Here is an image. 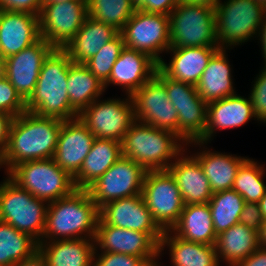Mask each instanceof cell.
I'll list each match as a JSON object with an SVG mask.
<instances>
[{
    "label": "cell",
    "instance_id": "cell-1",
    "mask_svg": "<svg viewBox=\"0 0 266 266\" xmlns=\"http://www.w3.org/2000/svg\"><path fill=\"white\" fill-rule=\"evenodd\" d=\"M62 121L29 111L14 117L5 151L7 175L19 163L53 158Z\"/></svg>",
    "mask_w": 266,
    "mask_h": 266
},
{
    "label": "cell",
    "instance_id": "cell-2",
    "mask_svg": "<svg viewBox=\"0 0 266 266\" xmlns=\"http://www.w3.org/2000/svg\"><path fill=\"white\" fill-rule=\"evenodd\" d=\"M98 219L99 208L88 190L75 189L70 195L48 203L40 242L78 238L94 240Z\"/></svg>",
    "mask_w": 266,
    "mask_h": 266
},
{
    "label": "cell",
    "instance_id": "cell-3",
    "mask_svg": "<svg viewBox=\"0 0 266 266\" xmlns=\"http://www.w3.org/2000/svg\"><path fill=\"white\" fill-rule=\"evenodd\" d=\"M71 63L72 60L63 49L55 48L47 56L35 90L26 101V111L63 121L78 118L67 94V77Z\"/></svg>",
    "mask_w": 266,
    "mask_h": 266
},
{
    "label": "cell",
    "instance_id": "cell-4",
    "mask_svg": "<svg viewBox=\"0 0 266 266\" xmlns=\"http://www.w3.org/2000/svg\"><path fill=\"white\" fill-rule=\"evenodd\" d=\"M121 144L123 156L134 160L147 171H157L167 170L175 161L171 159H176L186 143L172 131L135 120Z\"/></svg>",
    "mask_w": 266,
    "mask_h": 266
},
{
    "label": "cell",
    "instance_id": "cell-5",
    "mask_svg": "<svg viewBox=\"0 0 266 266\" xmlns=\"http://www.w3.org/2000/svg\"><path fill=\"white\" fill-rule=\"evenodd\" d=\"M47 207V202L20 188L9 175L1 182L0 220L31 236L38 243L45 230Z\"/></svg>",
    "mask_w": 266,
    "mask_h": 266
},
{
    "label": "cell",
    "instance_id": "cell-6",
    "mask_svg": "<svg viewBox=\"0 0 266 266\" xmlns=\"http://www.w3.org/2000/svg\"><path fill=\"white\" fill-rule=\"evenodd\" d=\"M9 178L47 203L68 196L76 189L73 178L53 158L19 163L9 171Z\"/></svg>",
    "mask_w": 266,
    "mask_h": 266
},
{
    "label": "cell",
    "instance_id": "cell-7",
    "mask_svg": "<svg viewBox=\"0 0 266 266\" xmlns=\"http://www.w3.org/2000/svg\"><path fill=\"white\" fill-rule=\"evenodd\" d=\"M266 9L253 0H221L215 7L219 49L240 45L257 36Z\"/></svg>",
    "mask_w": 266,
    "mask_h": 266
},
{
    "label": "cell",
    "instance_id": "cell-8",
    "mask_svg": "<svg viewBox=\"0 0 266 266\" xmlns=\"http://www.w3.org/2000/svg\"><path fill=\"white\" fill-rule=\"evenodd\" d=\"M169 19L170 48L218 47L214 7L180 2Z\"/></svg>",
    "mask_w": 266,
    "mask_h": 266
},
{
    "label": "cell",
    "instance_id": "cell-9",
    "mask_svg": "<svg viewBox=\"0 0 266 266\" xmlns=\"http://www.w3.org/2000/svg\"><path fill=\"white\" fill-rule=\"evenodd\" d=\"M155 76L164 84L168 98L178 112V136L186 144L199 141L206 129L208 103L203 101L195 86L173 80L159 68Z\"/></svg>",
    "mask_w": 266,
    "mask_h": 266
},
{
    "label": "cell",
    "instance_id": "cell-10",
    "mask_svg": "<svg viewBox=\"0 0 266 266\" xmlns=\"http://www.w3.org/2000/svg\"><path fill=\"white\" fill-rule=\"evenodd\" d=\"M120 33L125 47L147 54L157 64L170 48V19L165 14L136 9Z\"/></svg>",
    "mask_w": 266,
    "mask_h": 266
},
{
    "label": "cell",
    "instance_id": "cell-11",
    "mask_svg": "<svg viewBox=\"0 0 266 266\" xmlns=\"http://www.w3.org/2000/svg\"><path fill=\"white\" fill-rule=\"evenodd\" d=\"M78 118L96 138L122 142L135 121L134 104L130 95L125 100L96 99L78 114Z\"/></svg>",
    "mask_w": 266,
    "mask_h": 266
},
{
    "label": "cell",
    "instance_id": "cell-12",
    "mask_svg": "<svg viewBox=\"0 0 266 266\" xmlns=\"http://www.w3.org/2000/svg\"><path fill=\"white\" fill-rule=\"evenodd\" d=\"M142 196L163 231H169L177 224L185 204L168 170L147 171Z\"/></svg>",
    "mask_w": 266,
    "mask_h": 266
},
{
    "label": "cell",
    "instance_id": "cell-13",
    "mask_svg": "<svg viewBox=\"0 0 266 266\" xmlns=\"http://www.w3.org/2000/svg\"><path fill=\"white\" fill-rule=\"evenodd\" d=\"M146 172L142 165L122 155L87 190L100 208L110 201L142 194Z\"/></svg>",
    "mask_w": 266,
    "mask_h": 266
},
{
    "label": "cell",
    "instance_id": "cell-14",
    "mask_svg": "<svg viewBox=\"0 0 266 266\" xmlns=\"http://www.w3.org/2000/svg\"><path fill=\"white\" fill-rule=\"evenodd\" d=\"M87 16L86 0L42 4L40 36L54 48L63 49L75 37Z\"/></svg>",
    "mask_w": 266,
    "mask_h": 266
},
{
    "label": "cell",
    "instance_id": "cell-15",
    "mask_svg": "<svg viewBox=\"0 0 266 266\" xmlns=\"http://www.w3.org/2000/svg\"><path fill=\"white\" fill-rule=\"evenodd\" d=\"M131 99L135 120L178 135V112L171 104L164 84L155 75L135 91Z\"/></svg>",
    "mask_w": 266,
    "mask_h": 266
},
{
    "label": "cell",
    "instance_id": "cell-16",
    "mask_svg": "<svg viewBox=\"0 0 266 266\" xmlns=\"http://www.w3.org/2000/svg\"><path fill=\"white\" fill-rule=\"evenodd\" d=\"M95 250L123 253L141 257L149 266H160L158 261L159 244L143 232L128 230L105 224L98 219L94 238Z\"/></svg>",
    "mask_w": 266,
    "mask_h": 266
},
{
    "label": "cell",
    "instance_id": "cell-17",
    "mask_svg": "<svg viewBox=\"0 0 266 266\" xmlns=\"http://www.w3.org/2000/svg\"><path fill=\"white\" fill-rule=\"evenodd\" d=\"M99 218L114 227L149 234L158 244L164 234L147 208L142 194L106 203L99 208Z\"/></svg>",
    "mask_w": 266,
    "mask_h": 266
},
{
    "label": "cell",
    "instance_id": "cell-18",
    "mask_svg": "<svg viewBox=\"0 0 266 266\" xmlns=\"http://www.w3.org/2000/svg\"><path fill=\"white\" fill-rule=\"evenodd\" d=\"M55 48L43 38L6 58V78L26 102L35 90L44 60Z\"/></svg>",
    "mask_w": 266,
    "mask_h": 266
},
{
    "label": "cell",
    "instance_id": "cell-19",
    "mask_svg": "<svg viewBox=\"0 0 266 266\" xmlns=\"http://www.w3.org/2000/svg\"><path fill=\"white\" fill-rule=\"evenodd\" d=\"M95 138L79 118L62 121L54 161L74 178L79 173Z\"/></svg>",
    "mask_w": 266,
    "mask_h": 266
},
{
    "label": "cell",
    "instance_id": "cell-20",
    "mask_svg": "<svg viewBox=\"0 0 266 266\" xmlns=\"http://www.w3.org/2000/svg\"><path fill=\"white\" fill-rule=\"evenodd\" d=\"M256 116L251 105L250 98H244L238 94L208 103L207 123L204 136L199 141H193L186 145H205L211 140L215 130H224L243 126ZM215 131V132H214Z\"/></svg>",
    "mask_w": 266,
    "mask_h": 266
},
{
    "label": "cell",
    "instance_id": "cell-21",
    "mask_svg": "<svg viewBox=\"0 0 266 266\" xmlns=\"http://www.w3.org/2000/svg\"><path fill=\"white\" fill-rule=\"evenodd\" d=\"M157 68L158 64L147 54L124 47L112 67L104 89L109 84L118 85L131 96L155 75Z\"/></svg>",
    "mask_w": 266,
    "mask_h": 266
},
{
    "label": "cell",
    "instance_id": "cell-22",
    "mask_svg": "<svg viewBox=\"0 0 266 266\" xmlns=\"http://www.w3.org/2000/svg\"><path fill=\"white\" fill-rule=\"evenodd\" d=\"M185 150L187 149L176 157L167 170L174 177L185 205L208 203L213 194L208 178L193 155H184Z\"/></svg>",
    "mask_w": 266,
    "mask_h": 266
},
{
    "label": "cell",
    "instance_id": "cell-23",
    "mask_svg": "<svg viewBox=\"0 0 266 266\" xmlns=\"http://www.w3.org/2000/svg\"><path fill=\"white\" fill-rule=\"evenodd\" d=\"M218 47L169 48L172 58L167 64L162 60L158 68L169 78L195 86Z\"/></svg>",
    "mask_w": 266,
    "mask_h": 266
},
{
    "label": "cell",
    "instance_id": "cell-24",
    "mask_svg": "<svg viewBox=\"0 0 266 266\" xmlns=\"http://www.w3.org/2000/svg\"><path fill=\"white\" fill-rule=\"evenodd\" d=\"M40 38L39 16L0 10V41L5 58L24 50Z\"/></svg>",
    "mask_w": 266,
    "mask_h": 266
},
{
    "label": "cell",
    "instance_id": "cell-25",
    "mask_svg": "<svg viewBox=\"0 0 266 266\" xmlns=\"http://www.w3.org/2000/svg\"><path fill=\"white\" fill-rule=\"evenodd\" d=\"M120 32L89 15L75 37L63 48L72 62L85 63Z\"/></svg>",
    "mask_w": 266,
    "mask_h": 266
},
{
    "label": "cell",
    "instance_id": "cell-26",
    "mask_svg": "<svg viewBox=\"0 0 266 266\" xmlns=\"http://www.w3.org/2000/svg\"><path fill=\"white\" fill-rule=\"evenodd\" d=\"M122 155L121 142L95 138L79 173L73 178L76 189H87Z\"/></svg>",
    "mask_w": 266,
    "mask_h": 266
},
{
    "label": "cell",
    "instance_id": "cell-27",
    "mask_svg": "<svg viewBox=\"0 0 266 266\" xmlns=\"http://www.w3.org/2000/svg\"><path fill=\"white\" fill-rule=\"evenodd\" d=\"M226 49H219L209 60L196 89L206 103L235 95L231 65Z\"/></svg>",
    "mask_w": 266,
    "mask_h": 266
},
{
    "label": "cell",
    "instance_id": "cell-28",
    "mask_svg": "<svg viewBox=\"0 0 266 266\" xmlns=\"http://www.w3.org/2000/svg\"><path fill=\"white\" fill-rule=\"evenodd\" d=\"M165 246H168L170 249L171 264H173V266L220 265L215 245L187 241L176 236L169 230L164 231L159 242V255L162 253V250L164 251Z\"/></svg>",
    "mask_w": 266,
    "mask_h": 266
},
{
    "label": "cell",
    "instance_id": "cell-29",
    "mask_svg": "<svg viewBox=\"0 0 266 266\" xmlns=\"http://www.w3.org/2000/svg\"><path fill=\"white\" fill-rule=\"evenodd\" d=\"M48 266H93V239H67L39 243Z\"/></svg>",
    "mask_w": 266,
    "mask_h": 266
},
{
    "label": "cell",
    "instance_id": "cell-30",
    "mask_svg": "<svg viewBox=\"0 0 266 266\" xmlns=\"http://www.w3.org/2000/svg\"><path fill=\"white\" fill-rule=\"evenodd\" d=\"M193 156L198 160L208 178L212 193L232 189L239 167L248 159L232 154L212 152L209 149H203L202 152H197Z\"/></svg>",
    "mask_w": 266,
    "mask_h": 266
},
{
    "label": "cell",
    "instance_id": "cell-31",
    "mask_svg": "<svg viewBox=\"0 0 266 266\" xmlns=\"http://www.w3.org/2000/svg\"><path fill=\"white\" fill-rule=\"evenodd\" d=\"M171 231L191 242L215 245L217 241L208 203L184 205L180 218Z\"/></svg>",
    "mask_w": 266,
    "mask_h": 266
},
{
    "label": "cell",
    "instance_id": "cell-32",
    "mask_svg": "<svg viewBox=\"0 0 266 266\" xmlns=\"http://www.w3.org/2000/svg\"><path fill=\"white\" fill-rule=\"evenodd\" d=\"M215 246L219 262L234 266L260 247L259 233L238 222L217 235Z\"/></svg>",
    "mask_w": 266,
    "mask_h": 266
},
{
    "label": "cell",
    "instance_id": "cell-33",
    "mask_svg": "<svg viewBox=\"0 0 266 266\" xmlns=\"http://www.w3.org/2000/svg\"><path fill=\"white\" fill-rule=\"evenodd\" d=\"M67 84L70 105L78 114L105 92L104 84L84 63L69 65Z\"/></svg>",
    "mask_w": 266,
    "mask_h": 266
},
{
    "label": "cell",
    "instance_id": "cell-34",
    "mask_svg": "<svg viewBox=\"0 0 266 266\" xmlns=\"http://www.w3.org/2000/svg\"><path fill=\"white\" fill-rule=\"evenodd\" d=\"M39 250V243L0 220V266H14Z\"/></svg>",
    "mask_w": 266,
    "mask_h": 266
},
{
    "label": "cell",
    "instance_id": "cell-35",
    "mask_svg": "<svg viewBox=\"0 0 266 266\" xmlns=\"http://www.w3.org/2000/svg\"><path fill=\"white\" fill-rule=\"evenodd\" d=\"M216 235L239 222L245 201L235 190H225L212 194L208 202Z\"/></svg>",
    "mask_w": 266,
    "mask_h": 266
},
{
    "label": "cell",
    "instance_id": "cell-36",
    "mask_svg": "<svg viewBox=\"0 0 266 266\" xmlns=\"http://www.w3.org/2000/svg\"><path fill=\"white\" fill-rule=\"evenodd\" d=\"M88 15L121 32L136 8L132 0H86Z\"/></svg>",
    "mask_w": 266,
    "mask_h": 266
},
{
    "label": "cell",
    "instance_id": "cell-37",
    "mask_svg": "<svg viewBox=\"0 0 266 266\" xmlns=\"http://www.w3.org/2000/svg\"><path fill=\"white\" fill-rule=\"evenodd\" d=\"M263 168V165H258L250 158L239 167L232 189L241 195L245 202L259 203L265 195Z\"/></svg>",
    "mask_w": 266,
    "mask_h": 266
},
{
    "label": "cell",
    "instance_id": "cell-38",
    "mask_svg": "<svg viewBox=\"0 0 266 266\" xmlns=\"http://www.w3.org/2000/svg\"><path fill=\"white\" fill-rule=\"evenodd\" d=\"M124 47L123 35L119 33L84 64L101 83L105 84L110 77L114 63L117 61Z\"/></svg>",
    "mask_w": 266,
    "mask_h": 266
},
{
    "label": "cell",
    "instance_id": "cell-39",
    "mask_svg": "<svg viewBox=\"0 0 266 266\" xmlns=\"http://www.w3.org/2000/svg\"><path fill=\"white\" fill-rule=\"evenodd\" d=\"M26 111V102L17 93L10 81L0 79V112L16 117Z\"/></svg>",
    "mask_w": 266,
    "mask_h": 266
},
{
    "label": "cell",
    "instance_id": "cell-40",
    "mask_svg": "<svg viewBox=\"0 0 266 266\" xmlns=\"http://www.w3.org/2000/svg\"><path fill=\"white\" fill-rule=\"evenodd\" d=\"M260 72L254 81L249 98L257 120L266 123V67Z\"/></svg>",
    "mask_w": 266,
    "mask_h": 266
},
{
    "label": "cell",
    "instance_id": "cell-41",
    "mask_svg": "<svg viewBox=\"0 0 266 266\" xmlns=\"http://www.w3.org/2000/svg\"><path fill=\"white\" fill-rule=\"evenodd\" d=\"M94 252L93 266H149L141 257L123 253ZM98 257V258H97Z\"/></svg>",
    "mask_w": 266,
    "mask_h": 266
},
{
    "label": "cell",
    "instance_id": "cell-42",
    "mask_svg": "<svg viewBox=\"0 0 266 266\" xmlns=\"http://www.w3.org/2000/svg\"><path fill=\"white\" fill-rule=\"evenodd\" d=\"M239 222L259 233L264 223L259 203L245 202L243 210L240 213Z\"/></svg>",
    "mask_w": 266,
    "mask_h": 266
},
{
    "label": "cell",
    "instance_id": "cell-43",
    "mask_svg": "<svg viewBox=\"0 0 266 266\" xmlns=\"http://www.w3.org/2000/svg\"><path fill=\"white\" fill-rule=\"evenodd\" d=\"M42 0H0V10L26 12L39 16Z\"/></svg>",
    "mask_w": 266,
    "mask_h": 266
},
{
    "label": "cell",
    "instance_id": "cell-44",
    "mask_svg": "<svg viewBox=\"0 0 266 266\" xmlns=\"http://www.w3.org/2000/svg\"><path fill=\"white\" fill-rule=\"evenodd\" d=\"M181 0H146V6L141 10L147 13L170 15Z\"/></svg>",
    "mask_w": 266,
    "mask_h": 266
},
{
    "label": "cell",
    "instance_id": "cell-45",
    "mask_svg": "<svg viewBox=\"0 0 266 266\" xmlns=\"http://www.w3.org/2000/svg\"><path fill=\"white\" fill-rule=\"evenodd\" d=\"M14 117L4 112H0V150L4 153L9 142V131Z\"/></svg>",
    "mask_w": 266,
    "mask_h": 266
},
{
    "label": "cell",
    "instance_id": "cell-46",
    "mask_svg": "<svg viewBox=\"0 0 266 266\" xmlns=\"http://www.w3.org/2000/svg\"><path fill=\"white\" fill-rule=\"evenodd\" d=\"M234 266H266V248L259 247L246 259L236 263Z\"/></svg>",
    "mask_w": 266,
    "mask_h": 266
},
{
    "label": "cell",
    "instance_id": "cell-47",
    "mask_svg": "<svg viewBox=\"0 0 266 266\" xmlns=\"http://www.w3.org/2000/svg\"><path fill=\"white\" fill-rule=\"evenodd\" d=\"M14 266H48V263H47L46 258L38 250L30 258L24 259L16 263Z\"/></svg>",
    "mask_w": 266,
    "mask_h": 266
},
{
    "label": "cell",
    "instance_id": "cell-48",
    "mask_svg": "<svg viewBox=\"0 0 266 266\" xmlns=\"http://www.w3.org/2000/svg\"><path fill=\"white\" fill-rule=\"evenodd\" d=\"M258 37L259 40L261 41V47H262V52H263V57L265 58V66L266 67V14L264 16L263 22L259 26V31H258Z\"/></svg>",
    "mask_w": 266,
    "mask_h": 266
},
{
    "label": "cell",
    "instance_id": "cell-49",
    "mask_svg": "<svg viewBox=\"0 0 266 266\" xmlns=\"http://www.w3.org/2000/svg\"><path fill=\"white\" fill-rule=\"evenodd\" d=\"M181 2L188 3V4L205 5V6L215 8L219 0H181Z\"/></svg>",
    "mask_w": 266,
    "mask_h": 266
},
{
    "label": "cell",
    "instance_id": "cell-50",
    "mask_svg": "<svg viewBox=\"0 0 266 266\" xmlns=\"http://www.w3.org/2000/svg\"><path fill=\"white\" fill-rule=\"evenodd\" d=\"M259 244L261 248H266V220H264L259 232Z\"/></svg>",
    "mask_w": 266,
    "mask_h": 266
},
{
    "label": "cell",
    "instance_id": "cell-51",
    "mask_svg": "<svg viewBox=\"0 0 266 266\" xmlns=\"http://www.w3.org/2000/svg\"><path fill=\"white\" fill-rule=\"evenodd\" d=\"M259 206L261 214L263 215L264 220H266V192L265 195L260 199Z\"/></svg>",
    "mask_w": 266,
    "mask_h": 266
},
{
    "label": "cell",
    "instance_id": "cell-52",
    "mask_svg": "<svg viewBox=\"0 0 266 266\" xmlns=\"http://www.w3.org/2000/svg\"><path fill=\"white\" fill-rule=\"evenodd\" d=\"M6 77V59H0V79Z\"/></svg>",
    "mask_w": 266,
    "mask_h": 266
},
{
    "label": "cell",
    "instance_id": "cell-53",
    "mask_svg": "<svg viewBox=\"0 0 266 266\" xmlns=\"http://www.w3.org/2000/svg\"><path fill=\"white\" fill-rule=\"evenodd\" d=\"M132 3L138 10H142L146 6V0H132Z\"/></svg>",
    "mask_w": 266,
    "mask_h": 266
},
{
    "label": "cell",
    "instance_id": "cell-54",
    "mask_svg": "<svg viewBox=\"0 0 266 266\" xmlns=\"http://www.w3.org/2000/svg\"><path fill=\"white\" fill-rule=\"evenodd\" d=\"M2 165L6 166L5 153L2 150H0V168L2 167Z\"/></svg>",
    "mask_w": 266,
    "mask_h": 266
},
{
    "label": "cell",
    "instance_id": "cell-55",
    "mask_svg": "<svg viewBox=\"0 0 266 266\" xmlns=\"http://www.w3.org/2000/svg\"><path fill=\"white\" fill-rule=\"evenodd\" d=\"M68 1H74V0H42V4H49L53 2H68Z\"/></svg>",
    "mask_w": 266,
    "mask_h": 266
},
{
    "label": "cell",
    "instance_id": "cell-56",
    "mask_svg": "<svg viewBox=\"0 0 266 266\" xmlns=\"http://www.w3.org/2000/svg\"><path fill=\"white\" fill-rule=\"evenodd\" d=\"M257 2L258 4L262 5L266 9V0H253Z\"/></svg>",
    "mask_w": 266,
    "mask_h": 266
},
{
    "label": "cell",
    "instance_id": "cell-57",
    "mask_svg": "<svg viewBox=\"0 0 266 266\" xmlns=\"http://www.w3.org/2000/svg\"><path fill=\"white\" fill-rule=\"evenodd\" d=\"M0 59H6L4 57V52H3V49H2L1 41H0Z\"/></svg>",
    "mask_w": 266,
    "mask_h": 266
}]
</instances>
